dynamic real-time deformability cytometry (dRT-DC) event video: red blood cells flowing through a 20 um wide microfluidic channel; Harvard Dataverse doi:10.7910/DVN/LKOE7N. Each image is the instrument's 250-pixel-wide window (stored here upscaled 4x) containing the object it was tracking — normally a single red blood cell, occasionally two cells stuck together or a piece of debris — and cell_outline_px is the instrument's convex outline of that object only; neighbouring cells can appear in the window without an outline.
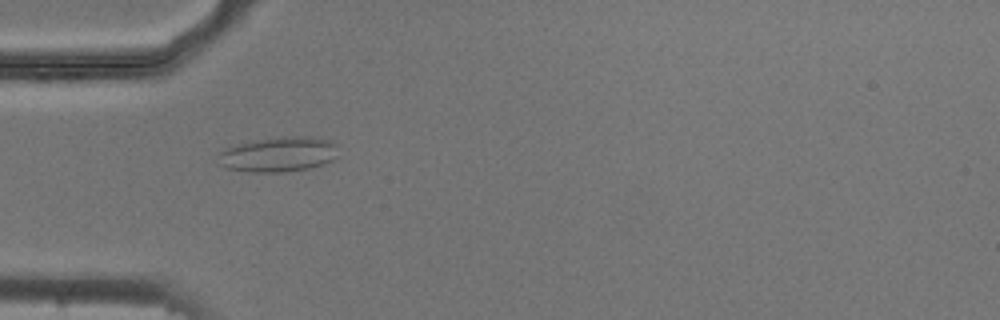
{"species": "common noctule bat (a hibernating species)", "species_latin": "Nyctalus noctula", "temperature_condition": "cold", "stored_images_in_passage": 54, "camera_frame_rate_fps": 3000, "um_per_image_px": 0.085, "animal": {"sex": "male", "body_mass_g": 20.5, "forearm_length_mm": 52.5}, "frame": {"image": 1, "passage_image": 17, "time_ms": 5.333, "image_size_px": [1000, 320], "cell_outline_px": [[340, 156], [324, 164], [308, 168], [284, 172], [252, 172], [224, 168], [216, 164], [220, 152], [224, 148], [252, 140], [280, 136], [312, 136], [332, 140], [336, 144]], "centroid_in_image_um": [23.68, 13.11], "position_along_channel_um": 61.3, "area_um2": 25.14}}
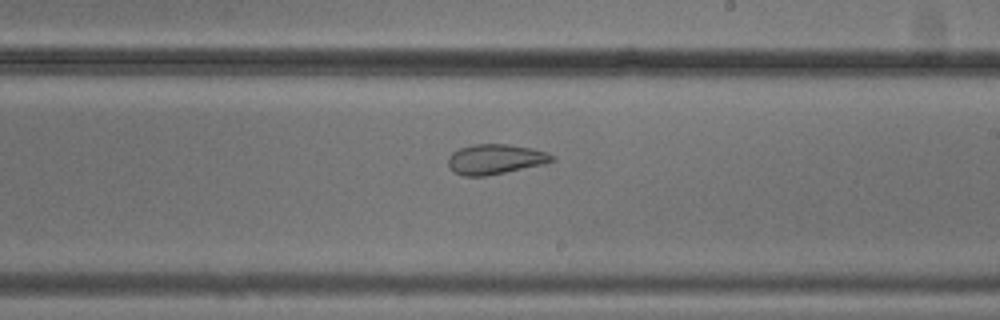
{"frame": {"image": 2, "passage_image": 32, "time_ms": 10.333, "image_size_px": [1000, 320], "cell_outline_px": [[556, 160], [540, 164], [504, 172], [484, 176], [464, 176], [452, 172], [448, 164], [448, 156], [452, 152], [460, 148], [472, 144], [508, 144], [532, 148], [556, 156]], "centroid_in_image_um": [42.05, 13.52], "position_along_channel_um": 247.0, "area_um2": 18.03}}
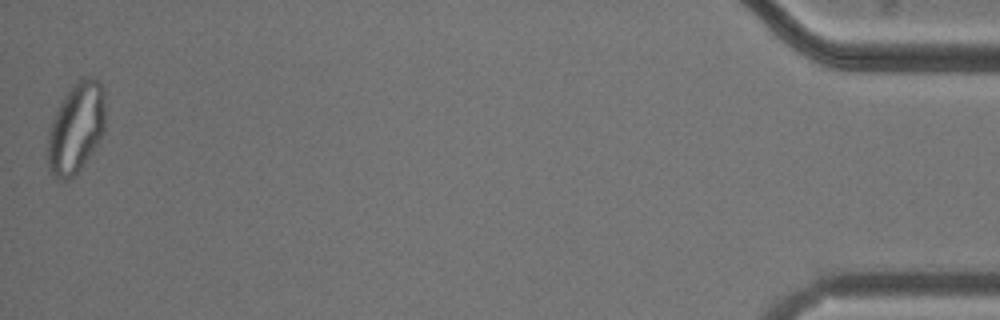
{"frame": {"image": 3, "passage_image": 54, "time_ms": 17.667, "image_size_px": [1000, 320], "cell_outline_px": [[104, 128], [96, 144], [80, 168], [68, 180], [60, 180], [52, 176], [48, 172], [48, 128], [56, 108], [72, 84], [76, 80], [84, 76], [92, 76], [100, 80], [104, 92]], "centroid_in_image_um": [6.43, 10.82], "position_along_channel_um": 428.8, "area_um2": 30.52}, "authors_computed_cell_mechanics": {"area_um2": 25.5765, "velocity_mm_per_s": 3.7398, "shape_relaxation_time_tau1_ms": null, "shape_relaxation_time_tau2_ms": 1.2733, "deformation_change_tau1": null, "deformation_change_tau2": 0.0706}}